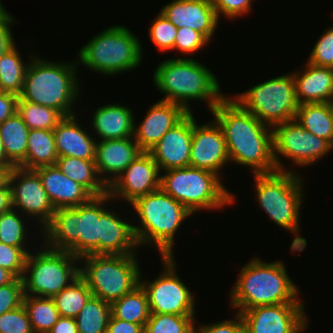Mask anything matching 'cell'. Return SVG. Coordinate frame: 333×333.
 <instances>
[{
  "label": "cell",
  "instance_id": "6da1fadb",
  "mask_svg": "<svg viewBox=\"0 0 333 333\" xmlns=\"http://www.w3.org/2000/svg\"><path fill=\"white\" fill-rule=\"evenodd\" d=\"M211 113L223 132L230 163L251 167L253 174L278 171L273 157L271 127L227 96Z\"/></svg>",
  "mask_w": 333,
  "mask_h": 333
},
{
  "label": "cell",
  "instance_id": "7a4b0ae2",
  "mask_svg": "<svg viewBox=\"0 0 333 333\" xmlns=\"http://www.w3.org/2000/svg\"><path fill=\"white\" fill-rule=\"evenodd\" d=\"M112 198L107 192L71 208L56 209L51 222L43 229V243L54 250L68 251L81 258L99 255V218ZM45 242V243H44Z\"/></svg>",
  "mask_w": 333,
  "mask_h": 333
},
{
  "label": "cell",
  "instance_id": "3957f363",
  "mask_svg": "<svg viewBox=\"0 0 333 333\" xmlns=\"http://www.w3.org/2000/svg\"><path fill=\"white\" fill-rule=\"evenodd\" d=\"M239 272L230 292L231 306L237 308L238 313L262 305L303 303L297 297L298 286L289 277L281 261L265 263L255 257Z\"/></svg>",
  "mask_w": 333,
  "mask_h": 333
},
{
  "label": "cell",
  "instance_id": "277c9868",
  "mask_svg": "<svg viewBox=\"0 0 333 333\" xmlns=\"http://www.w3.org/2000/svg\"><path fill=\"white\" fill-rule=\"evenodd\" d=\"M153 82L161 100L181 105L192 112L190 100L207 101L211 111L224 97L213 72L193 58H169L157 65Z\"/></svg>",
  "mask_w": 333,
  "mask_h": 333
},
{
  "label": "cell",
  "instance_id": "5b68a950",
  "mask_svg": "<svg viewBox=\"0 0 333 333\" xmlns=\"http://www.w3.org/2000/svg\"><path fill=\"white\" fill-rule=\"evenodd\" d=\"M29 58L24 86L19 97L38 105L58 110L64 117L75 115L73 103L79 94V64L40 59L34 53ZM78 78V79H77Z\"/></svg>",
  "mask_w": 333,
  "mask_h": 333
},
{
  "label": "cell",
  "instance_id": "8992f818",
  "mask_svg": "<svg viewBox=\"0 0 333 333\" xmlns=\"http://www.w3.org/2000/svg\"><path fill=\"white\" fill-rule=\"evenodd\" d=\"M130 205L140 220V226L133 225L138 247L151 244L158 249L161 258L174 257L176 231L193 214L161 189L137 198Z\"/></svg>",
  "mask_w": 333,
  "mask_h": 333
},
{
  "label": "cell",
  "instance_id": "52a82bcc",
  "mask_svg": "<svg viewBox=\"0 0 333 333\" xmlns=\"http://www.w3.org/2000/svg\"><path fill=\"white\" fill-rule=\"evenodd\" d=\"M253 176L258 205L275 224L295 235L291 251L302 252L307 247L306 239L299 236V213L303 201L302 177L299 173L283 171Z\"/></svg>",
  "mask_w": 333,
  "mask_h": 333
},
{
  "label": "cell",
  "instance_id": "ba28073f",
  "mask_svg": "<svg viewBox=\"0 0 333 333\" xmlns=\"http://www.w3.org/2000/svg\"><path fill=\"white\" fill-rule=\"evenodd\" d=\"M164 172L160 189L192 214L204 209H221L235 202L234 194L224 187L220 176L211 171L189 166Z\"/></svg>",
  "mask_w": 333,
  "mask_h": 333
},
{
  "label": "cell",
  "instance_id": "9c48e42d",
  "mask_svg": "<svg viewBox=\"0 0 333 333\" xmlns=\"http://www.w3.org/2000/svg\"><path fill=\"white\" fill-rule=\"evenodd\" d=\"M141 54L139 39L127 27L116 25L89 40L80 49L77 63L105 76H115L139 67Z\"/></svg>",
  "mask_w": 333,
  "mask_h": 333
},
{
  "label": "cell",
  "instance_id": "30bf717a",
  "mask_svg": "<svg viewBox=\"0 0 333 333\" xmlns=\"http://www.w3.org/2000/svg\"><path fill=\"white\" fill-rule=\"evenodd\" d=\"M136 254L86 255L80 258V277L92 296L111 304L140 284L141 271ZM84 260V261H83Z\"/></svg>",
  "mask_w": 333,
  "mask_h": 333
},
{
  "label": "cell",
  "instance_id": "8fae6325",
  "mask_svg": "<svg viewBox=\"0 0 333 333\" xmlns=\"http://www.w3.org/2000/svg\"><path fill=\"white\" fill-rule=\"evenodd\" d=\"M232 99L271 128L295 119L300 105L292 73L259 83Z\"/></svg>",
  "mask_w": 333,
  "mask_h": 333
},
{
  "label": "cell",
  "instance_id": "7c38bea8",
  "mask_svg": "<svg viewBox=\"0 0 333 333\" xmlns=\"http://www.w3.org/2000/svg\"><path fill=\"white\" fill-rule=\"evenodd\" d=\"M42 246L45 249L27 256L22 277L24 294L53 298L80 276V266L76 265L80 258Z\"/></svg>",
  "mask_w": 333,
  "mask_h": 333
},
{
  "label": "cell",
  "instance_id": "4fadbf2b",
  "mask_svg": "<svg viewBox=\"0 0 333 333\" xmlns=\"http://www.w3.org/2000/svg\"><path fill=\"white\" fill-rule=\"evenodd\" d=\"M272 130L273 157L278 171L295 172L282 164L279 155L289 159L290 163L293 161V165L305 167L333 149L329 141L306 131L295 119L278 124Z\"/></svg>",
  "mask_w": 333,
  "mask_h": 333
},
{
  "label": "cell",
  "instance_id": "5bb4252c",
  "mask_svg": "<svg viewBox=\"0 0 333 333\" xmlns=\"http://www.w3.org/2000/svg\"><path fill=\"white\" fill-rule=\"evenodd\" d=\"M174 257H162L164 264L163 272L149 281H142L140 284L146 291L150 313L195 315V299L188 287L176 274V262Z\"/></svg>",
  "mask_w": 333,
  "mask_h": 333
},
{
  "label": "cell",
  "instance_id": "9a60e30c",
  "mask_svg": "<svg viewBox=\"0 0 333 333\" xmlns=\"http://www.w3.org/2000/svg\"><path fill=\"white\" fill-rule=\"evenodd\" d=\"M304 303L256 306L240 313L246 333H301L309 319Z\"/></svg>",
  "mask_w": 333,
  "mask_h": 333
},
{
  "label": "cell",
  "instance_id": "2e32d148",
  "mask_svg": "<svg viewBox=\"0 0 333 333\" xmlns=\"http://www.w3.org/2000/svg\"><path fill=\"white\" fill-rule=\"evenodd\" d=\"M18 180V181H17ZM17 182V183H16ZM16 183V184H15ZM9 185L11 189L12 208H19L27 214L38 218L42 229L51 222L55 209L41 183L39 175L33 169L13 167Z\"/></svg>",
  "mask_w": 333,
  "mask_h": 333
},
{
  "label": "cell",
  "instance_id": "e0dca14e",
  "mask_svg": "<svg viewBox=\"0 0 333 333\" xmlns=\"http://www.w3.org/2000/svg\"><path fill=\"white\" fill-rule=\"evenodd\" d=\"M160 169L149 152L143 151L108 187L111 198L133 203L137 198L160 189Z\"/></svg>",
  "mask_w": 333,
  "mask_h": 333
},
{
  "label": "cell",
  "instance_id": "ac0fdd59",
  "mask_svg": "<svg viewBox=\"0 0 333 333\" xmlns=\"http://www.w3.org/2000/svg\"><path fill=\"white\" fill-rule=\"evenodd\" d=\"M210 122L197 124L192 112V144L189 166L208 170L219 176V170L230 160L220 126L214 119Z\"/></svg>",
  "mask_w": 333,
  "mask_h": 333
},
{
  "label": "cell",
  "instance_id": "d6986e66",
  "mask_svg": "<svg viewBox=\"0 0 333 333\" xmlns=\"http://www.w3.org/2000/svg\"><path fill=\"white\" fill-rule=\"evenodd\" d=\"M192 144V112L168 130L148 152L162 172L189 167Z\"/></svg>",
  "mask_w": 333,
  "mask_h": 333
},
{
  "label": "cell",
  "instance_id": "ffe728a7",
  "mask_svg": "<svg viewBox=\"0 0 333 333\" xmlns=\"http://www.w3.org/2000/svg\"><path fill=\"white\" fill-rule=\"evenodd\" d=\"M160 12L177 28L189 27L202 33L209 41L219 21L211 0H173Z\"/></svg>",
  "mask_w": 333,
  "mask_h": 333
},
{
  "label": "cell",
  "instance_id": "44dd1931",
  "mask_svg": "<svg viewBox=\"0 0 333 333\" xmlns=\"http://www.w3.org/2000/svg\"><path fill=\"white\" fill-rule=\"evenodd\" d=\"M187 114L181 105L160 100L149 107L139 126L134 125L133 138L142 151L148 152Z\"/></svg>",
  "mask_w": 333,
  "mask_h": 333
},
{
  "label": "cell",
  "instance_id": "7402d4cb",
  "mask_svg": "<svg viewBox=\"0 0 333 333\" xmlns=\"http://www.w3.org/2000/svg\"><path fill=\"white\" fill-rule=\"evenodd\" d=\"M96 141V170L108 187L143 152L133 137Z\"/></svg>",
  "mask_w": 333,
  "mask_h": 333
},
{
  "label": "cell",
  "instance_id": "603a6c76",
  "mask_svg": "<svg viewBox=\"0 0 333 333\" xmlns=\"http://www.w3.org/2000/svg\"><path fill=\"white\" fill-rule=\"evenodd\" d=\"M54 207L71 208L88 202L93 195L81 184L66 176L56 165L33 169Z\"/></svg>",
  "mask_w": 333,
  "mask_h": 333
},
{
  "label": "cell",
  "instance_id": "cb8c5ba5",
  "mask_svg": "<svg viewBox=\"0 0 333 333\" xmlns=\"http://www.w3.org/2000/svg\"><path fill=\"white\" fill-rule=\"evenodd\" d=\"M106 209L99 218V255L135 254L137 241L133 224Z\"/></svg>",
  "mask_w": 333,
  "mask_h": 333
},
{
  "label": "cell",
  "instance_id": "d4e9b609",
  "mask_svg": "<svg viewBox=\"0 0 333 333\" xmlns=\"http://www.w3.org/2000/svg\"><path fill=\"white\" fill-rule=\"evenodd\" d=\"M299 104L333 102V68L307 62L303 72L292 73Z\"/></svg>",
  "mask_w": 333,
  "mask_h": 333
},
{
  "label": "cell",
  "instance_id": "484cf974",
  "mask_svg": "<svg viewBox=\"0 0 333 333\" xmlns=\"http://www.w3.org/2000/svg\"><path fill=\"white\" fill-rule=\"evenodd\" d=\"M53 134L59 157L95 160L97 141L79 126L75 115L64 117L53 129Z\"/></svg>",
  "mask_w": 333,
  "mask_h": 333
},
{
  "label": "cell",
  "instance_id": "4316f807",
  "mask_svg": "<svg viewBox=\"0 0 333 333\" xmlns=\"http://www.w3.org/2000/svg\"><path fill=\"white\" fill-rule=\"evenodd\" d=\"M135 123L131 108L110 103L94 111L90 125L101 140H112L133 137Z\"/></svg>",
  "mask_w": 333,
  "mask_h": 333
},
{
  "label": "cell",
  "instance_id": "83f0119b",
  "mask_svg": "<svg viewBox=\"0 0 333 333\" xmlns=\"http://www.w3.org/2000/svg\"><path fill=\"white\" fill-rule=\"evenodd\" d=\"M66 176L81 184L93 196L108 192V186L100 179L95 160H84L76 157H58L55 164Z\"/></svg>",
  "mask_w": 333,
  "mask_h": 333
},
{
  "label": "cell",
  "instance_id": "f1b7e54d",
  "mask_svg": "<svg viewBox=\"0 0 333 333\" xmlns=\"http://www.w3.org/2000/svg\"><path fill=\"white\" fill-rule=\"evenodd\" d=\"M58 157L53 130L31 129L25 160L18 167L35 169L55 165Z\"/></svg>",
  "mask_w": 333,
  "mask_h": 333
},
{
  "label": "cell",
  "instance_id": "f546056e",
  "mask_svg": "<svg viewBox=\"0 0 333 333\" xmlns=\"http://www.w3.org/2000/svg\"><path fill=\"white\" fill-rule=\"evenodd\" d=\"M295 120L306 130L332 145V103H304L298 106Z\"/></svg>",
  "mask_w": 333,
  "mask_h": 333
},
{
  "label": "cell",
  "instance_id": "4dcf8cb0",
  "mask_svg": "<svg viewBox=\"0 0 333 333\" xmlns=\"http://www.w3.org/2000/svg\"><path fill=\"white\" fill-rule=\"evenodd\" d=\"M29 130L17 112L0 124L6 156L15 167L25 160Z\"/></svg>",
  "mask_w": 333,
  "mask_h": 333
},
{
  "label": "cell",
  "instance_id": "1f68e13d",
  "mask_svg": "<svg viewBox=\"0 0 333 333\" xmlns=\"http://www.w3.org/2000/svg\"><path fill=\"white\" fill-rule=\"evenodd\" d=\"M111 315L123 321L146 325L150 318V308L146 291L139 284L131 292L110 304Z\"/></svg>",
  "mask_w": 333,
  "mask_h": 333
},
{
  "label": "cell",
  "instance_id": "d6a6232c",
  "mask_svg": "<svg viewBox=\"0 0 333 333\" xmlns=\"http://www.w3.org/2000/svg\"><path fill=\"white\" fill-rule=\"evenodd\" d=\"M22 305L35 333H48L60 318L53 298L24 294Z\"/></svg>",
  "mask_w": 333,
  "mask_h": 333
},
{
  "label": "cell",
  "instance_id": "836d02e7",
  "mask_svg": "<svg viewBox=\"0 0 333 333\" xmlns=\"http://www.w3.org/2000/svg\"><path fill=\"white\" fill-rule=\"evenodd\" d=\"M14 45L0 57V91L20 95L24 86V79L28 64L23 62L20 53Z\"/></svg>",
  "mask_w": 333,
  "mask_h": 333
},
{
  "label": "cell",
  "instance_id": "e575fe53",
  "mask_svg": "<svg viewBox=\"0 0 333 333\" xmlns=\"http://www.w3.org/2000/svg\"><path fill=\"white\" fill-rule=\"evenodd\" d=\"M110 316V304L91 296L75 317L78 333H106Z\"/></svg>",
  "mask_w": 333,
  "mask_h": 333
},
{
  "label": "cell",
  "instance_id": "d590c367",
  "mask_svg": "<svg viewBox=\"0 0 333 333\" xmlns=\"http://www.w3.org/2000/svg\"><path fill=\"white\" fill-rule=\"evenodd\" d=\"M91 296L92 292L79 276L55 295L53 300L60 317L75 318Z\"/></svg>",
  "mask_w": 333,
  "mask_h": 333
},
{
  "label": "cell",
  "instance_id": "8d00e7d4",
  "mask_svg": "<svg viewBox=\"0 0 333 333\" xmlns=\"http://www.w3.org/2000/svg\"><path fill=\"white\" fill-rule=\"evenodd\" d=\"M17 114L31 129L53 130L64 116L56 109L29 101H17Z\"/></svg>",
  "mask_w": 333,
  "mask_h": 333
},
{
  "label": "cell",
  "instance_id": "74e56055",
  "mask_svg": "<svg viewBox=\"0 0 333 333\" xmlns=\"http://www.w3.org/2000/svg\"><path fill=\"white\" fill-rule=\"evenodd\" d=\"M195 315L151 313L144 333H194Z\"/></svg>",
  "mask_w": 333,
  "mask_h": 333
},
{
  "label": "cell",
  "instance_id": "f35d334b",
  "mask_svg": "<svg viewBox=\"0 0 333 333\" xmlns=\"http://www.w3.org/2000/svg\"><path fill=\"white\" fill-rule=\"evenodd\" d=\"M20 213V214H19ZM21 212L11 209L0 214V242L6 245L22 248L27 254L30 252L25 248L27 242V230ZM26 240V241H25Z\"/></svg>",
  "mask_w": 333,
  "mask_h": 333
},
{
  "label": "cell",
  "instance_id": "ab89813d",
  "mask_svg": "<svg viewBox=\"0 0 333 333\" xmlns=\"http://www.w3.org/2000/svg\"><path fill=\"white\" fill-rule=\"evenodd\" d=\"M177 29L176 26L159 12L153 23H151V26H149V38L158 47L159 51H172Z\"/></svg>",
  "mask_w": 333,
  "mask_h": 333
},
{
  "label": "cell",
  "instance_id": "60d3db41",
  "mask_svg": "<svg viewBox=\"0 0 333 333\" xmlns=\"http://www.w3.org/2000/svg\"><path fill=\"white\" fill-rule=\"evenodd\" d=\"M0 333H35L23 305L0 315Z\"/></svg>",
  "mask_w": 333,
  "mask_h": 333
},
{
  "label": "cell",
  "instance_id": "b9f144b4",
  "mask_svg": "<svg viewBox=\"0 0 333 333\" xmlns=\"http://www.w3.org/2000/svg\"><path fill=\"white\" fill-rule=\"evenodd\" d=\"M307 62L316 66L333 68V26L326 29L317 40Z\"/></svg>",
  "mask_w": 333,
  "mask_h": 333
},
{
  "label": "cell",
  "instance_id": "7bdbcfd3",
  "mask_svg": "<svg viewBox=\"0 0 333 333\" xmlns=\"http://www.w3.org/2000/svg\"><path fill=\"white\" fill-rule=\"evenodd\" d=\"M27 256L22 248L0 242V267L9 270L17 278L22 279L24 275Z\"/></svg>",
  "mask_w": 333,
  "mask_h": 333
},
{
  "label": "cell",
  "instance_id": "ee69618b",
  "mask_svg": "<svg viewBox=\"0 0 333 333\" xmlns=\"http://www.w3.org/2000/svg\"><path fill=\"white\" fill-rule=\"evenodd\" d=\"M208 43H210L209 40L202 33L189 27H181L177 29L173 50L190 55L204 48Z\"/></svg>",
  "mask_w": 333,
  "mask_h": 333
},
{
  "label": "cell",
  "instance_id": "f6af8a7d",
  "mask_svg": "<svg viewBox=\"0 0 333 333\" xmlns=\"http://www.w3.org/2000/svg\"><path fill=\"white\" fill-rule=\"evenodd\" d=\"M24 296L23 280L16 278L13 282L0 286V315L22 305Z\"/></svg>",
  "mask_w": 333,
  "mask_h": 333
},
{
  "label": "cell",
  "instance_id": "bcb514c9",
  "mask_svg": "<svg viewBox=\"0 0 333 333\" xmlns=\"http://www.w3.org/2000/svg\"><path fill=\"white\" fill-rule=\"evenodd\" d=\"M218 18L222 14L228 19L238 18L251 11L252 0H211Z\"/></svg>",
  "mask_w": 333,
  "mask_h": 333
},
{
  "label": "cell",
  "instance_id": "7dc6e473",
  "mask_svg": "<svg viewBox=\"0 0 333 333\" xmlns=\"http://www.w3.org/2000/svg\"><path fill=\"white\" fill-rule=\"evenodd\" d=\"M234 319L215 322L214 324L202 325L197 329L194 327V333H246L243 319L240 313L234 315Z\"/></svg>",
  "mask_w": 333,
  "mask_h": 333
},
{
  "label": "cell",
  "instance_id": "c3c4849f",
  "mask_svg": "<svg viewBox=\"0 0 333 333\" xmlns=\"http://www.w3.org/2000/svg\"><path fill=\"white\" fill-rule=\"evenodd\" d=\"M16 20L5 8L0 12V57L10 50L14 45V38L10 26Z\"/></svg>",
  "mask_w": 333,
  "mask_h": 333
},
{
  "label": "cell",
  "instance_id": "681fc988",
  "mask_svg": "<svg viewBox=\"0 0 333 333\" xmlns=\"http://www.w3.org/2000/svg\"><path fill=\"white\" fill-rule=\"evenodd\" d=\"M18 98L16 94L0 91V124L17 112Z\"/></svg>",
  "mask_w": 333,
  "mask_h": 333
},
{
  "label": "cell",
  "instance_id": "f907efd6",
  "mask_svg": "<svg viewBox=\"0 0 333 333\" xmlns=\"http://www.w3.org/2000/svg\"><path fill=\"white\" fill-rule=\"evenodd\" d=\"M106 333H144V327L139 324L120 320L111 315Z\"/></svg>",
  "mask_w": 333,
  "mask_h": 333
},
{
  "label": "cell",
  "instance_id": "816d5d0a",
  "mask_svg": "<svg viewBox=\"0 0 333 333\" xmlns=\"http://www.w3.org/2000/svg\"><path fill=\"white\" fill-rule=\"evenodd\" d=\"M48 333H78L75 318L60 317Z\"/></svg>",
  "mask_w": 333,
  "mask_h": 333
},
{
  "label": "cell",
  "instance_id": "f5cc1de1",
  "mask_svg": "<svg viewBox=\"0 0 333 333\" xmlns=\"http://www.w3.org/2000/svg\"><path fill=\"white\" fill-rule=\"evenodd\" d=\"M12 209L11 189L8 184L5 188L0 189V214Z\"/></svg>",
  "mask_w": 333,
  "mask_h": 333
},
{
  "label": "cell",
  "instance_id": "db71d44e",
  "mask_svg": "<svg viewBox=\"0 0 333 333\" xmlns=\"http://www.w3.org/2000/svg\"><path fill=\"white\" fill-rule=\"evenodd\" d=\"M13 167L0 166V189L5 188L9 184V178Z\"/></svg>",
  "mask_w": 333,
  "mask_h": 333
},
{
  "label": "cell",
  "instance_id": "11a10c76",
  "mask_svg": "<svg viewBox=\"0 0 333 333\" xmlns=\"http://www.w3.org/2000/svg\"><path fill=\"white\" fill-rule=\"evenodd\" d=\"M17 277L9 270L0 267V286L13 282Z\"/></svg>",
  "mask_w": 333,
  "mask_h": 333
},
{
  "label": "cell",
  "instance_id": "9f6ffc18",
  "mask_svg": "<svg viewBox=\"0 0 333 333\" xmlns=\"http://www.w3.org/2000/svg\"><path fill=\"white\" fill-rule=\"evenodd\" d=\"M0 166L1 167H15L7 158L4 144L0 136Z\"/></svg>",
  "mask_w": 333,
  "mask_h": 333
},
{
  "label": "cell",
  "instance_id": "6f0895ef",
  "mask_svg": "<svg viewBox=\"0 0 333 333\" xmlns=\"http://www.w3.org/2000/svg\"><path fill=\"white\" fill-rule=\"evenodd\" d=\"M332 117H333V102H332ZM332 148H333V138H332Z\"/></svg>",
  "mask_w": 333,
  "mask_h": 333
},
{
  "label": "cell",
  "instance_id": "680465c9",
  "mask_svg": "<svg viewBox=\"0 0 333 333\" xmlns=\"http://www.w3.org/2000/svg\"><path fill=\"white\" fill-rule=\"evenodd\" d=\"M4 9V6L0 4V12Z\"/></svg>",
  "mask_w": 333,
  "mask_h": 333
}]
</instances>
